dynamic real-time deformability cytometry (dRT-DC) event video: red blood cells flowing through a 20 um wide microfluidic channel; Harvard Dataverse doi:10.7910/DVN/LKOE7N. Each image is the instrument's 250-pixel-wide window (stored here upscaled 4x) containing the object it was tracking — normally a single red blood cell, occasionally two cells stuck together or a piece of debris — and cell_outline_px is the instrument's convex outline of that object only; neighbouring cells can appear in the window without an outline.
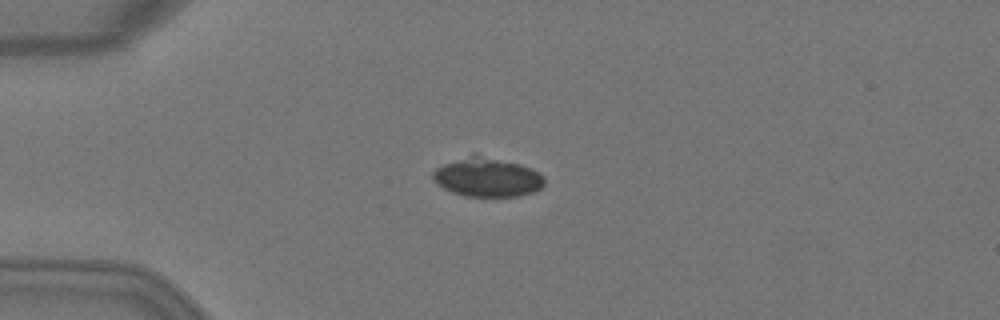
{"species": "Egyptian fruit bat (a non-hibernating species)", "species_latin": "Rousettus aegyptiacus", "temperature_condition": "warm", "stored_images_in_passage": 6, "camera_frame_rate_fps": 3000, "um_per_image_px": 0.085, "animal": {"sex": "female"}, "frame": {"image": 1, "passage_image": 3, "time_ms": 0.667, "image_size_px": [1000, 320], "cell_outline_px": [[544, 184], [536, 192], [520, 196], [464, 196], [452, 192], [444, 188], [432, 180], [432, 172], [436, 168], [444, 164], [476, 152], [520, 164], [532, 168], [540, 172], [544, 176]], "centroid_in_image_um": [41.44, 15.04], "position_along_channel_um": 43.6, "area_um2": 25.84}}
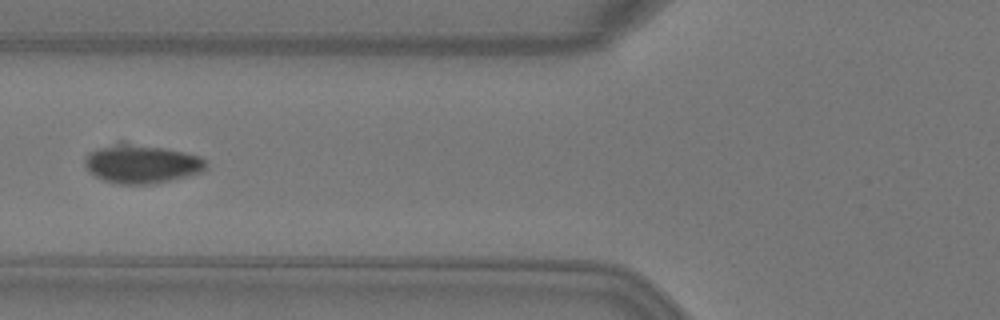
{"frame": {"image": 2, "passage_image": 5, "time_ms": 1.333, "image_size_px": [1000, 320], "cell_outline_px": [[208, 168], [204, 172], [172, 180], [148, 184], [116, 184], [104, 180], [96, 176], [84, 164], [84, 160], [88, 152], [116, 140], [124, 140], [184, 152], [200, 156], [204, 160]], "centroid_in_image_um": [12.02, 13.89], "position_along_channel_um": 113.8, "area_um2": 27.98}}
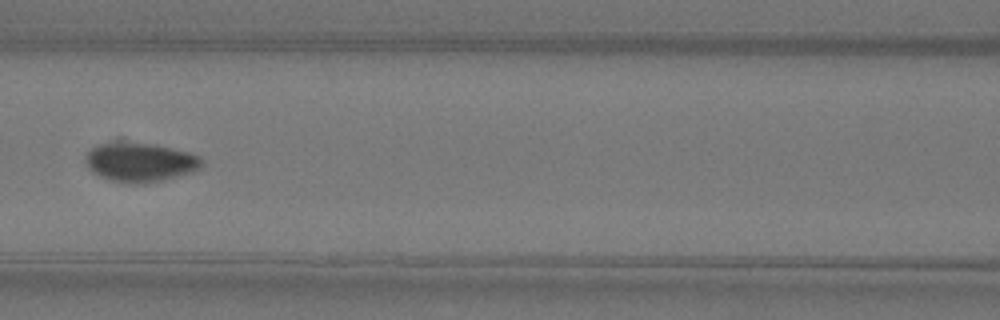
{"frame": {"image": 3, "passage_image": 6, "time_ms": 1.667, "image_size_px": [1000, 320], "cell_outline_px": [[204, 164], [200, 168], [192, 172], [144, 184], [128, 184], [112, 180], [100, 176], [92, 172], [88, 168], [88, 152], [96, 144], [116, 136], [124, 136], [188, 152], [200, 156], [204, 160]], "centroid_in_image_um": [11.87, 13.69], "position_along_channel_um": 154.7, "area_um2": 27.92}}